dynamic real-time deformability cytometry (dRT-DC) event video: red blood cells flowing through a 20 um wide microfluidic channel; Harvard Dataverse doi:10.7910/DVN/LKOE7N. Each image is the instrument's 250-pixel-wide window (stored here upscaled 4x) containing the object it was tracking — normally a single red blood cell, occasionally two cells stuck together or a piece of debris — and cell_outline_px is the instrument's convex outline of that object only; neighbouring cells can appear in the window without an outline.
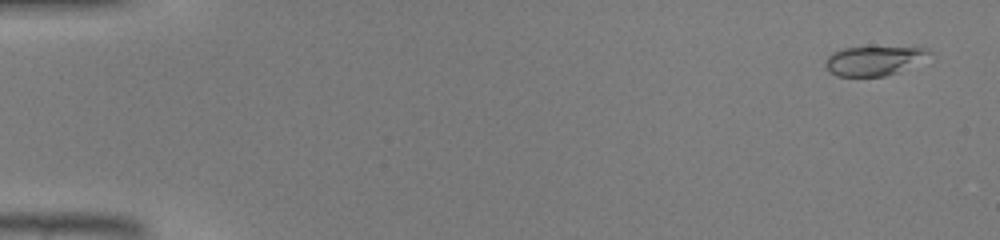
{"species": "common noctule bat (a hibernating species)", "species_latin": "Nyctalus noctula", "temperature_condition": "warm", "stored_images_in_passage": 44, "camera_frame_rate_fps": 3000, "um_per_image_px": 0.085, "animal": {"sex": "male", "body_mass_g": 19.0, "forearm_length_mm": 50.8}, "frame": {"image": 1, "passage_image": 1, "time_ms": 0.0, "image_size_px": [1000, 240], "cell_outline_px": [[936, 52], [896, 72], [884, 76], [836, 76], [828, 72], [824, 64], [828, 56], [832, 52], [844, 48], [928, 48]], "centroid_in_image_um": [74.21, 5.17], "position_along_channel_um": 10.8, "area_um2": 17.28}}
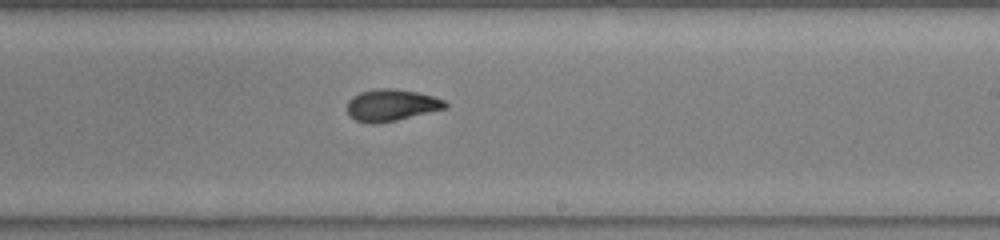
{"frame": {"image": 2, "passage_image": 27, "time_ms": 8.667, "image_size_px": [1000, 240], "cell_outline_px": [[448, 108], [396, 120], [376, 124], [368, 124], [356, 120], [348, 116], [348, 100], [352, 96], [360, 92], [376, 88], [396, 88], [416, 92], [432, 96], [444, 100], [448, 104]], "centroid_in_image_um": [33.25, 8.94], "position_along_channel_um": 255.7, "area_um2": 18.32}}
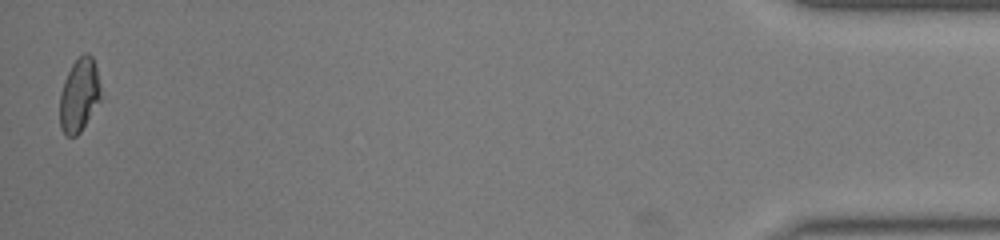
{"frame": {"image": 3, "passage_image": 44, "time_ms": 14.333, "image_size_px": [1000, 240], "cell_outline_px": [[104, 96], [80, 132], [76, 136], [68, 136], [60, 128], [60, 92], [64, 80], [72, 64], [84, 52], [88, 52], [92, 56], [96, 68]], "centroid_in_image_um": [6.77, 8.08], "position_along_channel_um": 428.4, "area_um2": 17.86}}